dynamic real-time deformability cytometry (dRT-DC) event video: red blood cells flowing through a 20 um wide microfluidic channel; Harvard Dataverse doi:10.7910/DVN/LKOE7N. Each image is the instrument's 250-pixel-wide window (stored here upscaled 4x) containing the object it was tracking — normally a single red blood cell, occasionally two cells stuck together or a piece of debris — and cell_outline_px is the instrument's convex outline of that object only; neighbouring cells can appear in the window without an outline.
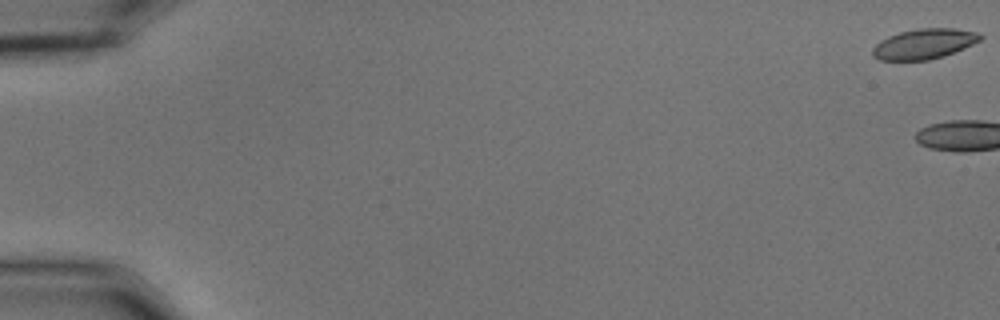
{"species": "common noctule bat (a hibernating species)", "species_latin": "Nyctalus noctula", "temperature_condition": "cold", "stored_images_in_passage": 3, "camera_frame_rate_fps": 3000, "um_per_image_px": 0.085, "animal": {"sex": "male", "body_mass_g": 15.6}, "frame": {"image": 1, "passage_image": 1, "time_ms": 0.0, "image_size_px": [1000, 320], "cell_outline_px": [[984, 36], [980, 40], [964, 48], [944, 56], [928, 60], [880, 60], [872, 56], [872, 48], [880, 40], [888, 36], [900, 32], [916, 28], [956, 28], [980, 32]], "centroid_in_image_um": [78.56, 3.72], "position_along_channel_um": 6.4, "area_um2": 19.13}}